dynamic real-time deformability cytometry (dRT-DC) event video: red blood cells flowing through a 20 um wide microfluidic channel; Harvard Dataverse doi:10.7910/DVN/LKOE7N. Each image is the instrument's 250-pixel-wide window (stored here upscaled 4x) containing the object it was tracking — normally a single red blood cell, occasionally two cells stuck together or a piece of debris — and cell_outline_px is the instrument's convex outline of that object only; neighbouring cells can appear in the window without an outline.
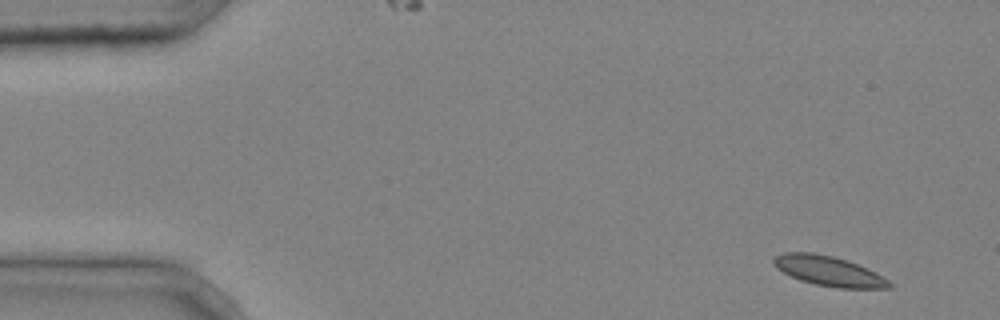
{"species": "common noctule bat (a hibernating species)", "species_latin": "Nyctalus noctula", "temperature_condition": "cold", "stored_images_in_passage": 4, "camera_frame_rate_fps": 3000, "um_per_image_px": 0.085, "animal": {"sex": "male", "body_mass_g": 20.4}, "frame": {"image": 1, "passage_image": 1, "time_ms": 0.0, "image_size_px": [1000, 320], "cell_outline_px": [[892, 288], [836, 288], [816, 284], [800, 280], [776, 268], [772, 264], [772, 260], [776, 256], [784, 252], [812, 252], [832, 256], [848, 260], [868, 268], [888, 280], [892, 284]], "centroid_in_image_um": [70.44, 23.03], "position_along_channel_um": 14.6, "area_um2": 20.11}}
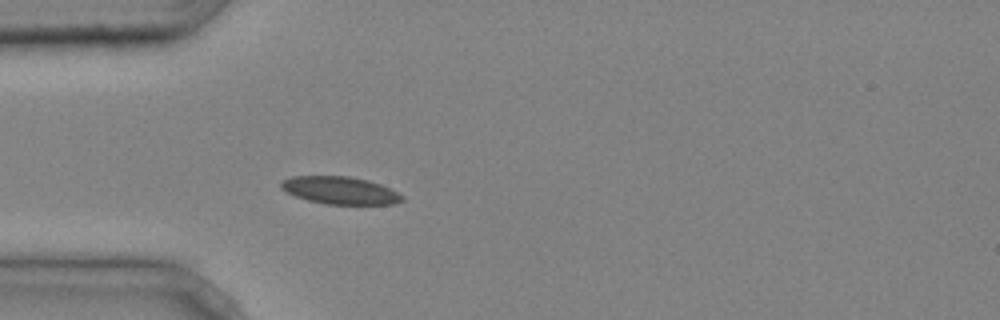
{"frame": {"image": 2, "passage_image": 4, "time_ms": 1.0, "image_size_px": [1000, 320], "cell_outline_px": [[404, 200], [392, 204], [324, 204], [308, 200], [284, 192], [280, 188], [280, 180], [292, 176], [348, 176], [368, 180], [380, 184], [404, 196]], "centroid_in_image_um": [28.85, 16.18], "position_along_channel_um": 56.2, "area_um2": 19.48}}